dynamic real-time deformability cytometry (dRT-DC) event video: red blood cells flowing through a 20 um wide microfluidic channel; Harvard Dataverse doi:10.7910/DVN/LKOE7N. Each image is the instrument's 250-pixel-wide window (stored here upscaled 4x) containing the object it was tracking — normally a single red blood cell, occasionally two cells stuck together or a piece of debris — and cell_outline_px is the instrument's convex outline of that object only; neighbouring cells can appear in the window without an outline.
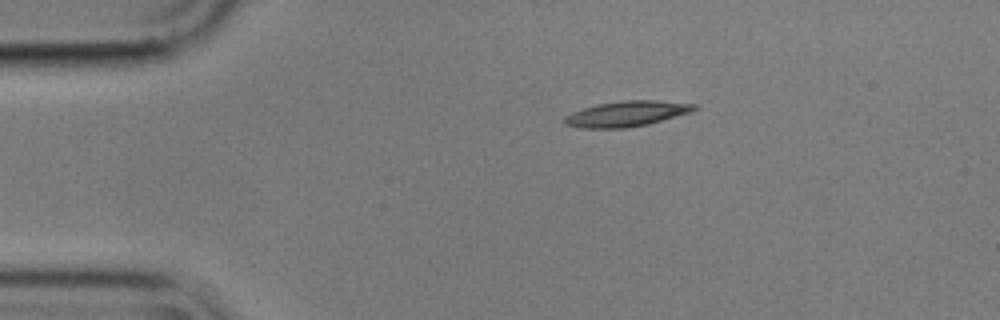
{"species": "common noctule bat (a hibernating species)", "species_latin": "Nyctalus noctula", "temperature_condition": "cold", "stored_images_in_passage": 5, "camera_frame_rate_fps": 3000, "um_per_image_px": 0.085, "animal": {"sex": "male", "body_mass_g": 17.9}, "frame": {"image": 1, "passage_image": 5, "time_ms": 1.333, "image_size_px": [1000, 320], "cell_outline_px": [[700, 108], [688, 112], [648, 124], [628, 128], [580, 128], [564, 124], [564, 116], [572, 112], [584, 108], [600, 104], [624, 100], [656, 100], [696, 104]], "centroid_in_image_um": [53.25, 9.67], "position_along_channel_um": 31.8, "area_um2": 19.07}}